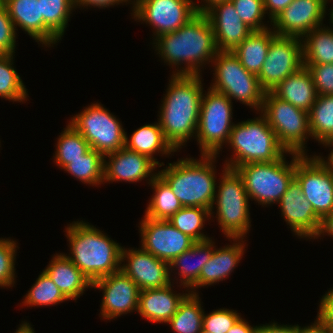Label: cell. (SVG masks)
Wrapping results in <instances>:
<instances>
[{"label": "cell", "mask_w": 333, "mask_h": 333, "mask_svg": "<svg viewBox=\"0 0 333 333\" xmlns=\"http://www.w3.org/2000/svg\"><path fill=\"white\" fill-rule=\"evenodd\" d=\"M232 240L234 241L232 245L228 244L219 249L214 248L210 260L202 267L199 280L191 288L192 291L188 292L197 293L196 288L212 285L229 277L245 251L243 238H232Z\"/></svg>", "instance_id": "obj_23"}, {"label": "cell", "mask_w": 333, "mask_h": 333, "mask_svg": "<svg viewBox=\"0 0 333 333\" xmlns=\"http://www.w3.org/2000/svg\"><path fill=\"white\" fill-rule=\"evenodd\" d=\"M139 230L141 248L168 263L196 243L167 220H153L144 216Z\"/></svg>", "instance_id": "obj_15"}, {"label": "cell", "mask_w": 333, "mask_h": 333, "mask_svg": "<svg viewBox=\"0 0 333 333\" xmlns=\"http://www.w3.org/2000/svg\"><path fill=\"white\" fill-rule=\"evenodd\" d=\"M295 179L321 220L333 211V171L315 156L296 154Z\"/></svg>", "instance_id": "obj_13"}, {"label": "cell", "mask_w": 333, "mask_h": 333, "mask_svg": "<svg viewBox=\"0 0 333 333\" xmlns=\"http://www.w3.org/2000/svg\"><path fill=\"white\" fill-rule=\"evenodd\" d=\"M330 235L333 238V211L326 215L322 220H321V225L319 232L317 236L314 239L319 238L321 235Z\"/></svg>", "instance_id": "obj_50"}, {"label": "cell", "mask_w": 333, "mask_h": 333, "mask_svg": "<svg viewBox=\"0 0 333 333\" xmlns=\"http://www.w3.org/2000/svg\"><path fill=\"white\" fill-rule=\"evenodd\" d=\"M302 38L303 65L333 64V29L318 27Z\"/></svg>", "instance_id": "obj_30"}, {"label": "cell", "mask_w": 333, "mask_h": 333, "mask_svg": "<svg viewBox=\"0 0 333 333\" xmlns=\"http://www.w3.org/2000/svg\"><path fill=\"white\" fill-rule=\"evenodd\" d=\"M328 0H293L270 24L278 36L304 38L323 26Z\"/></svg>", "instance_id": "obj_16"}, {"label": "cell", "mask_w": 333, "mask_h": 333, "mask_svg": "<svg viewBox=\"0 0 333 333\" xmlns=\"http://www.w3.org/2000/svg\"><path fill=\"white\" fill-rule=\"evenodd\" d=\"M332 288L325 295L322 296L317 318L333 333V289Z\"/></svg>", "instance_id": "obj_45"}, {"label": "cell", "mask_w": 333, "mask_h": 333, "mask_svg": "<svg viewBox=\"0 0 333 333\" xmlns=\"http://www.w3.org/2000/svg\"><path fill=\"white\" fill-rule=\"evenodd\" d=\"M44 272L68 300H76L86 288H92V282L66 256L60 253L53 256Z\"/></svg>", "instance_id": "obj_25"}, {"label": "cell", "mask_w": 333, "mask_h": 333, "mask_svg": "<svg viewBox=\"0 0 333 333\" xmlns=\"http://www.w3.org/2000/svg\"><path fill=\"white\" fill-rule=\"evenodd\" d=\"M321 144L325 145L326 147L333 148V138L324 140ZM331 152L328 154L327 160L322 158L321 156L314 155L326 168L333 171V149H330Z\"/></svg>", "instance_id": "obj_52"}, {"label": "cell", "mask_w": 333, "mask_h": 333, "mask_svg": "<svg viewBox=\"0 0 333 333\" xmlns=\"http://www.w3.org/2000/svg\"><path fill=\"white\" fill-rule=\"evenodd\" d=\"M64 171L84 184L101 185L103 183L104 156L91 148L83 157L70 160Z\"/></svg>", "instance_id": "obj_34"}, {"label": "cell", "mask_w": 333, "mask_h": 333, "mask_svg": "<svg viewBox=\"0 0 333 333\" xmlns=\"http://www.w3.org/2000/svg\"><path fill=\"white\" fill-rule=\"evenodd\" d=\"M44 24L61 40L74 8L73 0H38Z\"/></svg>", "instance_id": "obj_38"}, {"label": "cell", "mask_w": 333, "mask_h": 333, "mask_svg": "<svg viewBox=\"0 0 333 333\" xmlns=\"http://www.w3.org/2000/svg\"><path fill=\"white\" fill-rule=\"evenodd\" d=\"M18 246L16 241L0 238V287L15 284V260Z\"/></svg>", "instance_id": "obj_41"}, {"label": "cell", "mask_w": 333, "mask_h": 333, "mask_svg": "<svg viewBox=\"0 0 333 333\" xmlns=\"http://www.w3.org/2000/svg\"><path fill=\"white\" fill-rule=\"evenodd\" d=\"M278 204L282 217L295 235L308 239H314L317 236L321 219L316 215L311 203L305 199L300 184L295 178L289 184Z\"/></svg>", "instance_id": "obj_20"}, {"label": "cell", "mask_w": 333, "mask_h": 333, "mask_svg": "<svg viewBox=\"0 0 333 333\" xmlns=\"http://www.w3.org/2000/svg\"><path fill=\"white\" fill-rule=\"evenodd\" d=\"M131 0H73L74 3V8L76 9V7H98V8H108L110 6H115L119 5L120 3H130Z\"/></svg>", "instance_id": "obj_47"}, {"label": "cell", "mask_w": 333, "mask_h": 333, "mask_svg": "<svg viewBox=\"0 0 333 333\" xmlns=\"http://www.w3.org/2000/svg\"><path fill=\"white\" fill-rule=\"evenodd\" d=\"M133 18L151 25L153 34L175 32L189 22L199 12L192 0H132ZM144 21V22H143Z\"/></svg>", "instance_id": "obj_12"}, {"label": "cell", "mask_w": 333, "mask_h": 333, "mask_svg": "<svg viewBox=\"0 0 333 333\" xmlns=\"http://www.w3.org/2000/svg\"><path fill=\"white\" fill-rule=\"evenodd\" d=\"M298 333H332L318 318L309 326L298 325Z\"/></svg>", "instance_id": "obj_49"}, {"label": "cell", "mask_w": 333, "mask_h": 333, "mask_svg": "<svg viewBox=\"0 0 333 333\" xmlns=\"http://www.w3.org/2000/svg\"><path fill=\"white\" fill-rule=\"evenodd\" d=\"M215 247L212 239L196 242L191 248L184 251L169 263V271L178 270L175 275L178 273L179 277H181L179 284L181 283L180 285L184 286L182 288L187 287L189 290L197 283L202 267L210 260ZM197 256L200 259H197L196 263H187V260Z\"/></svg>", "instance_id": "obj_27"}, {"label": "cell", "mask_w": 333, "mask_h": 333, "mask_svg": "<svg viewBox=\"0 0 333 333\" xmlns=\"http://www.w3.org/2000/svg\"><path fill=\"white\" fill-rule=\"evenodd\" d=\"M204 1L203 3L205 5H196V8L198 10V12H204L208 7H210L212 4L219 2V1H224V0H202ZM207 3V4H206Z\"/></svg>", "instance_id": "obj_54"}, {"label": "cell", "mask_w": 333, "mask_h": 333, "mask_svg": "<svg viewBox=\"0 0 333 333\" xmlns=\"http://www.w3.org/2000/svg\"><path fill=\"white\" fill-rule=\"evenodd\" d=\"M149 185L155 192L148 202L145 217L153 220H168L183 207L169 185L159 175L154 177Z\"/></svg>", "instance_id": "obj_32"}, {"label": "cell", "mask_w": 333, "mask_h": 333, "mask_svg": "<svg viewBox=\"0 0 333 333\" xmlns=\"http://www.w3.org/2000/svg\"><path fill=\"white\" fill-rule=\"evenodd\" d=\"M312 139L319 143L333 138V95H318L309 112Z\"/></svg>", "instance_id": "obj_33"}, {"label": "cell", "mask_w": 333, "mask_h": 333, "mask_svg": "<svg viewBox=\"0 0 333 333\" xmlns=\"http://www.w3.org/2000/svg\"><path fill=\"white\" fill-rule=\"evenodd\" d=\"M275 35L272 28L253 31L232 52L247 71L258 75L265 62L271 39Z\"/></svg>", "instance_id": "obj_29"}, {"label": "cell", "mask_w": 333, "mask_h": 333, "mask_svg": "<svg viewBox=\"0 0 333 333\" xmlns=\"http://www.w3.org/2000/svg\"><path fill=\"white\" fill-rule=\"evenodd\" d=\"M169 284L163 288L145 289L139 292L138 313L154 323H167L177 312L180 302L188 293H174Z\"/></svg>", "instance_id": "obj_24"}, {"label": "cell", "mask_w": 333, "mask_h": 333, "mask_svg": "<svg viewBox=\"0 0 333 333\" xmlns=\"http://www.w3.org/2000/svg\"><path fill=\"white\" fill-rule=\"evenodd\" d=\"M108 157V162L105 158ZM157 164L148 156L122 147L104 156L103 182H139L149 178L148 184L158 173H153Z\"/></svg>", "instance_id": "obj_21"}, {"label": "cell", "mask_w": 333, "mask_h": 333, "mask_svg": "<svg viewBox=\"0 0 333 333\" xmlns=\"http://www.w3.org/2000/svg\"><path fill=\"white\" fill-rule=\"evenodd\" d=\"M60 134L59 138H57L56 151L53 157L55 158V164L59 168L64 169L70 163V160L83 157L91 147L84 137L69 123Z\"/></svg>", "instance_id": "obj_35"}, {"label": "cell", "mask_w": 333, "mask_h": 333, "mask_svg": "<svg viewBox=\"0 0 333 333\" xmlns=\"http://www.w3.org/2000/svg\"><path fill=\"white\" fill-rule=\"evenodd\" d=\"M30 325L31 324L27 322L20 324V327L16 330L15 333H35L34 329Z\"/></svg>", "instance_id": "obj_53"}, {"label": "cell", "mask_w": 333, "mask_h": 333, "mask_svg": "<svg viewBox=\"0 0 333 333\" xmlns=\"http://www.w3.org/2000/svg\"><path fill=\"white\" fill-rule=\"evenodd\" d=\"M257 326H251L242 317L235 323L227 333H256Z\"/></svg>", "instance_id": "obj_51"}, {"label": "cell", "mask_w": 333, "mask_h": 333, "mask_svg": "<svg viewBox=\"0 0 333 333\" xmlns=\"http://www.w3.org/2000/svg\"><path fill=\"white\" fill-rule=\"evenodd\" d=\"M260 115L234 124L227 143L233 149V158L225 160L227 168L235 169L247 163L272 162L284 154H290L279 144L266 118Z\"/></svg>", "instance_id": "obj_5"}, {"label": "cell", "mask_w": 333, "mask_h": 333, "mask_svg": "<svg viewBox=\"0 0 333 333\" xmlns=\"http://www.w3.org/2000/svg\"><path fill=\"white\" fill-rule=\"evenodd\" d=\"M154 41L159 57L172 68L178 67L173 74L201 75V67L212 64L218 52L213 28L203 12L175 32L160 35Z\"/></svg>", "instance_id": "obj_1"}, {"label": "cell", "mask_w": 333, "mask_h": 333, "mask_svg": "<svg viewBox=\"0 0 333 333\" xmlns=\"http://www.w3.org/2000/svg\"><path fill=\"white\" fill-rule=\"evenodd\" d=\"M260 113L266 118L279 144L287 152L307 155L305 141L312 137L308 112L296 108L269 91L264 94Z\"/></svg>", "instance_id": "obj_9"}, {"label": "cell", "mask_w": 333, "mask_h": 333, "mask_svg": "<svg viewBox=\"0 0 333 333\" xmlns=\"http://www.w3.org/2000/svg\"><path fill=\"white\" fill-rule=\"evenodd\" d=\"M241 318L235 310L217 309L203 315V329L211 333H227Z\"/></svg>", "instance_id": "obj_42"}, {"label": "cell", "mask_w": 333, "mask_h": 333, "mask_svg": "<svg viewBox=\"0 0 333 333\" xmlns=\"http://www.w3.org/2000/svg\"><path fill=\"white\" fill-rule=\"evenodd\" d=\"M238 16L253 31L268 29L262 21L265 16L263 0H231Z\"/></svg>", "instance_id": "obj_40"}, {"label": "cell", "mask_w": 333, "mask_h": 333, "mask_svg": "<svg viewBox=\"0 0 333 333\" xmlns=\"http://www.w3.org/2000/svg\"><path fill=\"white\" fill-rule=\"evenodd\" d=\"M201 75L172 74L160 106L163 134L175 151L196 136L203 86ZM195 134V135H194Z\"/></svg>", "instance_id": "obj_2"}, {"label": "cell", "mask_w": 333, "mask_h": 333, "mask_svg": "<svg viewBox=\"0 0 333 333\" xmlns=\"http://www.w3.org/2000/svg\"><path fill=\"white\" fill-rule=\"evenodd\" d=\"M287 162L285 154L272 162L247 163L235 168L242 177L250 199L260 205L279 203L291 181L295 178L296 153Z\"/></svg>", "instance_id": "obj_7"}, {"label": "cell", "mask_w": 333, "mask_h": 333, "mask_svg": "<svg viewBox=\"0 0 333 333\" xmlns=\"http://www.w3.org/2000/svg\"><path fill=\"white\" fill-rule=\"evenodd\" d=\"M210 210L202 207H182L167 221L196 242L209 240L201 230L210 217ZM207 219V220H206Z\"/></svg>", "instance_id": "obj_36"}, {"label": "cell", "mask_w": 333, "mask_h": 333, "mask_svg": "<svg viewBox=\"0 0 333 333\" xmlns=\"http://www.w3.org/2000/svg\"><path fill=\"white\" fill-rule=\"evenodd\" d=\"M329 14H330V16H329V17H330V19H329V20H330V22L333 24V7L331 8V10H330V13H329ZM332 29H333V25H332Z\"/></svg>", "instance_id": "obj_55"}, {"label": "cell", "mask_w": 333, "mask_h": 333, "mask_svg": "<svg viewBox=\"0 0 333 333\" xmlns=\"http://www.w3.org/2000/svg\"><path fill=\"white\" fill-rule=\"evenodd\" d=\"M65 229L71 254L66 256L91 282L120 271L123 246L83 220Z\"/></svg>", "instance_id": "obj_3"}, {"label": "cell", "mask_w": 333, "mask_h": 333, "mask_svg": "<svg viewBox=\"0 0 333 333\" xmlns=\"http://www.w3.org/2000/svg\"><path fill=\"white\" fill-rule=\"evenodd\" d=\"M89 143L90 147L103 156L124 147V128L115 115L102 106L92 103L69 121Z\"/></svg>", "instance_id": "obj_11"}, {"label": "cell", "mask_w": 333, "mask_h": 333, "mask_svg": "<svg viewBox=\"0 0 333 333\" xmlns=\"http://www.w3.org/2000/svg\"><path fill=\"white\" fill-rule=\"evenodd\" d=\"M7 7L15 30L19 26L36 42L50 47L60 39L44 24L38 0H1Z\"/></svg>", "instance_id": "obj_22"}, {"label": "cell", "mask_w": 333, "mask_h": 333, "mask_svg": "<svg viewBox=\"0 0 333 333\" xmlns=\"http://www.w3.org/2000/svg\"><path fill=\"white\" fill-rule=\"evenodd\" d=\"M256 333H298L297 325H279L278 323H271L266 325L257 326Z\"/></svg>", "instance_id": "obj_48"}, {"label": "cell", "mask_w": 333, "mask_h": 333, "mask_svg": "<svg viewBox=\"0 0 333 333\" xmlns=\"http://www.w3.org/2000/svg\"><path fill=\"white\" fill-rule=\"evenodd\" d=\"M128 262L126 264L125 261ZM120 270L130 277L141 290L163 288L173 283L169 263L156 258L144 249H125L121 251Z\"/></svg>", "instance_id": "obj_18"}, {"label": "cell", "mask_w": 333, "mask_h": 333, "mask_svg": "<svg viewBox=\"0 0 333 333\" xmlns=\"http://www.w3.org/2000/svg\"><path fill=\"white\" fill-rule=\"evenodd\" d=\"M293 0H263L265 14H269L272 21L277 17Z\"/></svg>", "instance_id": "obj_46"}, {"label": "cell", "mask_w": 333, "mask_h": 333, "mask_svg": "<svg viewBox=\"0 0 333 333\" xmlns=\"http://www.w3.org/2000/svg\"><path fill=\"white\" fill-rule=\"evenodd\" d=\"M207 90L202 96L195 138L201 155H219L234 126L232 101L224 94L210 88Z\"/></svg>", "instance_id": "obj_10"}, {"label": "cell", "mask_w": 333, "mask_h": 333, "mask_svg": "<svg viewBox=\"0 0 333 333\" xmlns=\"http://www.w3.org/2000/svg\"><path fill=\"white\" fill-rule=\"evenodd\" d=\"M127 149L148 156L158 167L164 163L157 161L153 156L156 152L162 155H170L176 152L164 137L159 121L154 124H145L133 132L130 139L125 134V145Z\"/></svg>", "instance_id": "obj_28"}, {"label": "cell", "mask_w": 333, "mask_h": 333, "mask_svg": "<svg viewBox=\"0 0 333 333\" xmlns=\"http://www.w3.org/2000/svg\"><path fill=\"white\" fill-rule=\"evenodd\" d=\"M22 304L24 306H51L68 300L54 284L51 278L44 272L38 276L35 284L26 293Z\"/></svg>", "instance_id": "obj_39"}, {"label": "cell", "mask_w": 333, "mask_h": 333, "mask_svg": "<svg viewBox=\"0 0 333 333\" xmlns=\"http://www.w3.org/2000/svg\"><path fill=\"white\" fill-rule=\"evenodd\" d=\"M303 66L302 39L275 35L270 42L265 62L257 75L265 92Z\"/></svg>", "instance_id": "obj_14"}, {"label": "cell", "mask_w": 333, "mask_h": 333, "mask_svg": "<svg viewBox=\"0 0 333 333\" xmlns=\"http://www.w3.org/2000/svg\"><path fill=\"white\" fill-rule=\"evenodd\" d=\"M203 13L213 28L218 51L232 52L253 32L242 22L231 0L216 2Z\"/></svg>", "instance_id": "obj_19"}, {"label": "cell", "mask_w": 333, "mask_h": 333, "mask_svg": "<svg viewBox=\"0 0 333 333\" xmlns=\"http://www.w3.org/2000/svg\"><path fill=\"white\" fill-rule=\"evenodd\" d=\"M200 333H211V332L206 331V330H204V329L202 328V330L200 331Z\"/></svg>", "instance_id": "obj_56"}, {"label": "cell", "mask_w": 333, "mask_h": 333, "mask_svg": "<svg viewBox=\"0 0 333 333\" xmlns=\"http://www.w3.org/2000/svg\"><path fill=\"white\" fill-rule=\"evenodd\" d=\"M198 293H190L180 302L177 312L167 322L174 333H200L203 328L201 300Z\"/></svg>", "instance_id": "obj_31"}, {"label": "cell", "mask_w": 333, "mask_h": 333, "mask_svg": "<svg viewBox=\"0 0 333 333\" xmlns=\"http://www.w3.org/2000/svg\"><path fill=\"white\" fill-rule=\"evenodd\" d=\"M16 30L6 5L0 0V55H14Z\"/></svg>", "instance_id": "obj_43"}, {"label": "cell", "mask_w": 333, "mask_h": 333, "mask_svg": "<svg viewBox=\"0 0 333 333\" xmlns=\"http://www.w3.org/2000/svg\"><path fill=\"white\" fill-rule=\"evenodd\" d=\"M214 82L210 89L226 95L259 112L263 105L265 91L257 75L247 71L230 51H218L212 61Z\"/></svg>", "instance_id": "obj_8"}, {"label": "cell", "mask_w": 333, "mask_h": 333, "mask_svg": "<svg viewBox=\"0 0 333 333\" xmlns=\"http://www.w3.org/2000/svg\"><path fill=\"white\" fill-rule=\"evenodd\" d=\"M92 288L103 290L100 306L102 318L111 320L138 311L140 289L121 270L93 281Z\"/></svg>", "instance_id": "obj_17"}, {"label": "cell", "mask_w": 333, "mask_h": 333, "mask_svg": "<svg viewBox=\"0 0 333 333\" xmlns=\"http://www.w3.org/2000/svg\"><path fill=\"white\" fill-rule=\"evenodd\" d=\"M13 55H0V97L13 102L26 101L27 89L13 67Z\"/></svg>", "instance_id": "obj_37"}, {"label": "cell", "mask_w": 333, "mask_h": 333, "mask_svg": "<svg viewBox=\"0 0 333 333\" xmlns=\"http://www.w3.org/2000/svg\"><path fill=\"white\" fill-rule=\"evenodd\" d=\"M271 92L278 98L308 113L318 96L312 76L305 65L286 77Z\"/></svg>", "instance_id": "obj_26"}, {"label": "cell", "mask_w": 333, "mask_h": 333, "mask_svg": "<svg viewBox=\"0 0 333 333\" xmlns=\"http://www.w3.org/2000/svg\"><path fill=\"white\" fill-rule=\"evenodd\" d=\"M223 169L220 184L216 186L218 189L215 191L210 215L212 217V210L216 204V218L227 239H244L251 227L249 197L238 172L225 165Z\"/></svg>", "instance_id": "obj_6"}, {"label": "cell", "mask_w": 333, "mask_h": 333, "mask_svg": "<svg viewBox=\"0 0 333 333\" xmlns=\"http://www.w3.org/2000/svg\"><path fill=\"white\" fill-rule=\"evenodd\" d=\"M217 155H201L199 160L178 159L168 163L158 175L169 185L183 207H202L211 211L216 191ZM215 167V168H214Z\"/></svg>", "instance_id": "obj_4"}, {"label": "cell", "mask_w": 333, "mask_h": 333, "mask_svg": "<svg viewBox=\"0 0 333 333\" xmlns=\"http://www.w3.org/2000/svg\"><path fill=\"white\" fill-rule=\"evenodd\" d=\"M305 66L312 76L317 95H333V64Z\"/></svg>", "instance_id": "obj_44"}]
</instances>
